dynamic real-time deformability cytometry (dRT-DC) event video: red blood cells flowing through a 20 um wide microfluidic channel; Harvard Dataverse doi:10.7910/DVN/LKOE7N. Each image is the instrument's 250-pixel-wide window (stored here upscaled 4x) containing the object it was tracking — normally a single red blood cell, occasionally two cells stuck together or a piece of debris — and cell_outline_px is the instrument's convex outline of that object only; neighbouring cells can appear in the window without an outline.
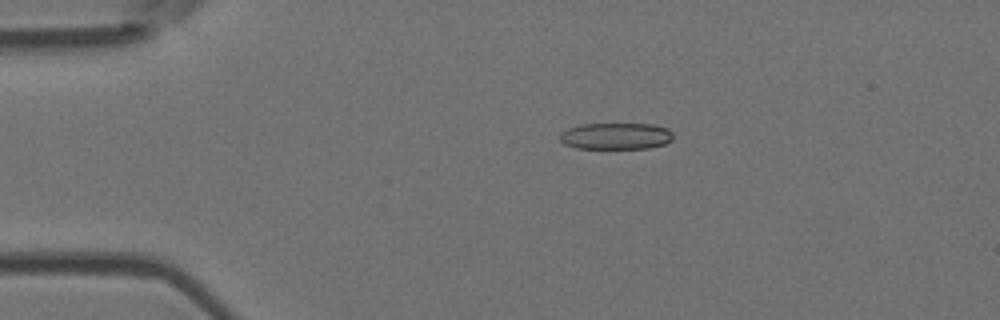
{"species": "Egyptian fruit bat (a non-hibernating species)", "species_latin": "Rousettus aegyptiacus", "temperature_condition": "room temperature", "stored_images_in_passage": 46, "camera_frame_rate_fps": 3000, "um_per_image_px": 0.085, "animal": {"sex": "female"}, "frame": {"image": 1, "passage_image": 3, "time_ms": 0.667, "image_size_px": [1000, 320], "cell_outline_px": [[672, 140], [664, 144], [648, 148], [576, 148], [564, 144], [560, 140], [560, 132], [568, 128], [580, 124], [652, 124], [668, 128], [672, 132]], "centroid_in_image_um": [52.34, 11.56], "position_along_channel_um": 32.7, "area_um2": 17.57}}
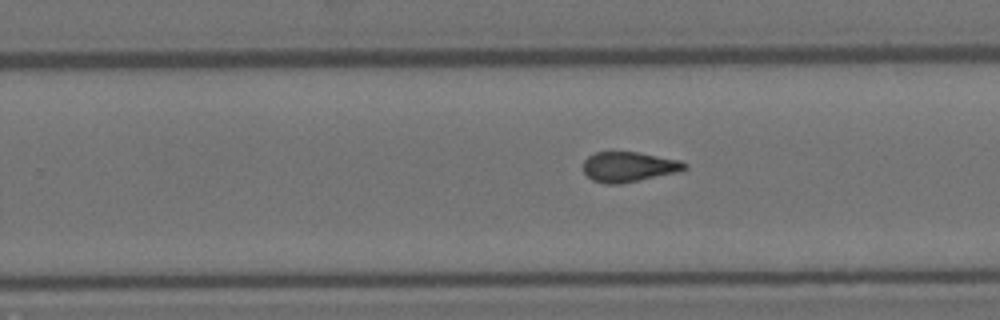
{"frame": {"image": 2, "passage_image": 26, "time_ms": 8.333, "image_size_px": [1000, 320], "cell_outline_px": [[688, 168], [680, 172], [620, 184], [604, 184], [592, 180], [584, 172], [584, 160], [588, 156], [596, 152], [636, 152], [680, 160], [688, 164]], "centroid_in_image_um": [53.47, 14.19], "position_along_channel_um": 276.3, "area_um2": 17.86}}
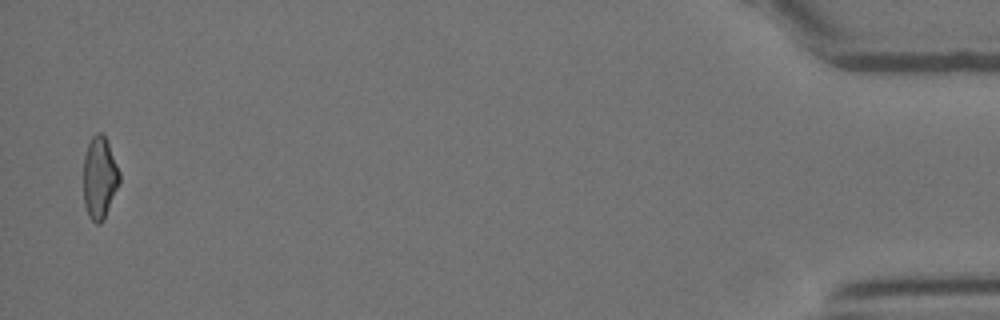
{"frame": {"image": 3, "passage_image": 45, "time_ms": 14.667, "image_size_px": [1000, 320], "cell_outline_px": [[120, 184], [104, 220], [100, 224], [96, 224], [88, 216], [84, 204], [84, 156], [88, 144], [92, 136], [96, 132], [100, 132], [104, 136], [108, 144], [120, 172]], "centroid_in_image_um": [8.47, 15.15], "position_along_channel_um": 426.7, "area_um2": 17.34}, "authors_computed_cell_mechanics": {"area_um2": 17.8602, "velocity_mm_per_s": 3.7762, "shape_relaxation_time_tau1_ms": null, "shape_relaxation_time_tau2_ms": 2.0779, "deformation_change_tau1": null, "deformation_change_tau2": 0.1117}}